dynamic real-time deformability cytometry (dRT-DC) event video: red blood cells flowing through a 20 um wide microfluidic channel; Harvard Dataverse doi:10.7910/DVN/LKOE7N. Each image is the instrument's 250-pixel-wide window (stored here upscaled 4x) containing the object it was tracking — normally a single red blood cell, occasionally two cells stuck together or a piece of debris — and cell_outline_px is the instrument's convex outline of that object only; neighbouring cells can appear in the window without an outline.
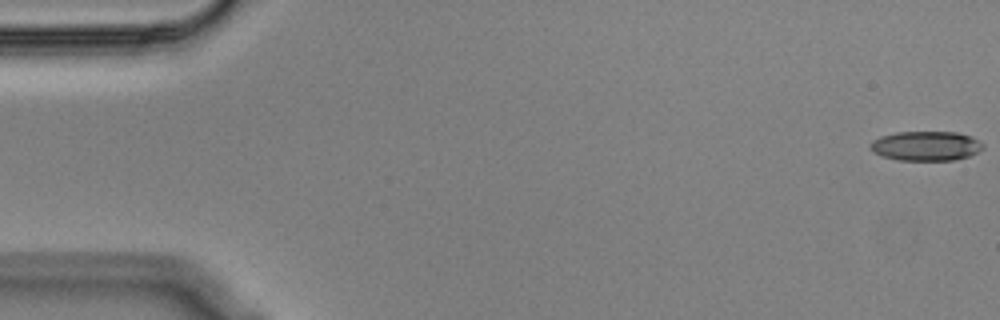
{"species": "Egyptian fruit bat (a non-hibernating species)", "species_latin": "Rousettus aegyptiacus", "temperature_condition": "cold", "stored_images_in_passage": 56, "camera_frame_rate_fps": 3000, "um_per_image_px": 0.085, "animal": {"sex": "male"}, "frame": {"image": 1, "passage_image": 1, "time_ms": 0.0, "image_size_px": [1000, 320], "cell_outline_px": [[984, 148], [968, 156], [952, 160], [896, 160], [872, 152], [868, 148], [868, 144], [872, 140], [880, 136], [896, 132], [956, 132], [972, 136], [984, 144]], "centroid_in_image_um": [78.66, 12.4], "position_along_channel_um": 6.3, "area_um2": 19.54}}
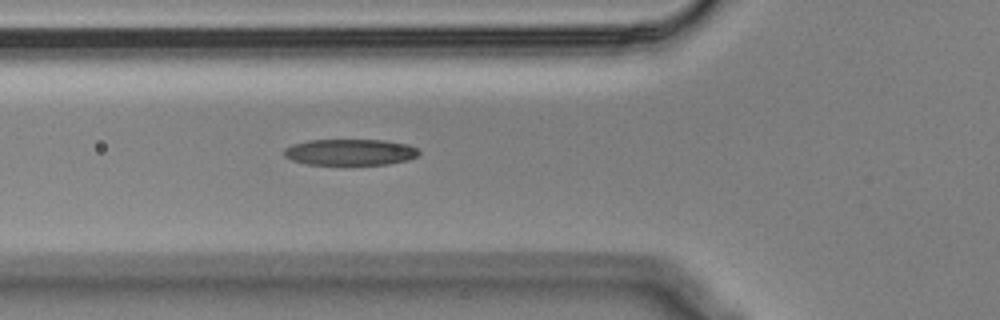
{"frame": {"image": 2, "passage_image": 20, "time_ms": 6.333, "image_size_px": [1000, 320], "cell_outline_px": [[420, 152], [416, 156], [408, 160], [388, 164], [308, 164], [292, 160], [284, 156], [284, 148], [292, 144], [308, 140], [384, 140], [408, 144], [416, 148]], "centroid_in_image_um": [29.75, 12.92], "position_along_channel_um": 96.1, "area_um2": 20.52}}
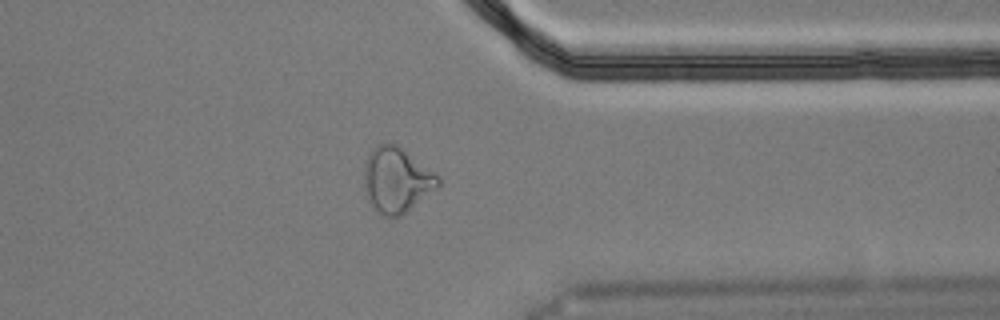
{"frame": {"image": 3, "passage_image": 44, "time_ms": 14.333, "image_size_px": [1000, 320], "cell_outline_px": [[440, 184], [436, 188], [400, 216], [380, 216], [376, 212], [368, 200], [364, 188], [364, 172], [368, 156], [372, 148], [376, 144], [396, 144], [440, 176]], "centroid_in_image_um": [33.69, 15.31], "position_along_channel_um": 377.7, "area_um2": 27.8}, "authors_computed_cell_mechanics": {"area_um2": 21.4149, "velocity_mm_per_s": 3.5942, "shape_relaxation_time_tau1_ms": 9.8712, "shape_relaxation_time_tau2_ms": 3.7039, "deformation_change_tau1": 0.2489, "deformation_change_tau2": 0.1234}}